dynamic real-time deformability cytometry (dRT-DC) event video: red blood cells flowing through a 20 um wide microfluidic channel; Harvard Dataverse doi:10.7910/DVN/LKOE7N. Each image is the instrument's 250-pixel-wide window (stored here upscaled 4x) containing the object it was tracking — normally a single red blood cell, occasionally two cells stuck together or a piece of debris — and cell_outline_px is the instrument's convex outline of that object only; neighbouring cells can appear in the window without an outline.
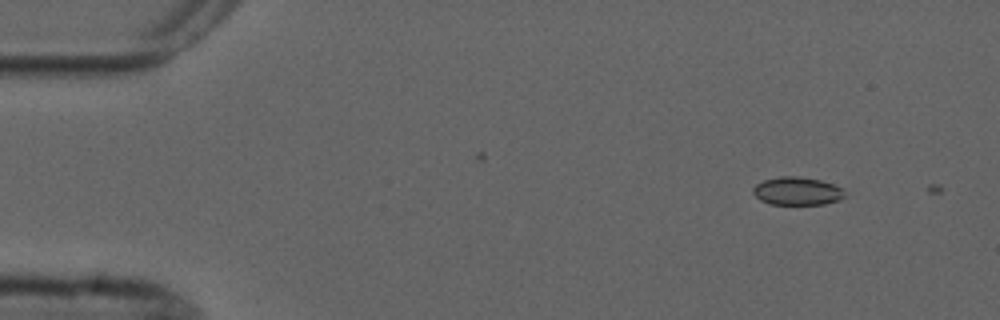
{"species": "common noctule bat (a hibernating species)", "species_latin": "Nyctalus noctula", "temperature_condition": "cold", "stored_images_in_passage": 2, "camera_frame_rate_fps": 3000, "um_per_image_px": 0.085, "animal": {"sex": "male", "forearm_length_mm": 52.5}, "frame": {"image": 1, "passage_image": 1, "time_ms": 0.0, "image_size_px": [1000, 320], "cell_outline_px": [[844, 196], [840, 200], [824, 204], [772, 204], [760, 200], [752, 192], [752, 188], [756, 184], [764, 180], [780, 176], [796, 176], [820, 180], [844, 188]], "centroid_in_image_um": [67.76, 16.24], "position_along_channel_um": 17.2, "area_um2": 14.97}}